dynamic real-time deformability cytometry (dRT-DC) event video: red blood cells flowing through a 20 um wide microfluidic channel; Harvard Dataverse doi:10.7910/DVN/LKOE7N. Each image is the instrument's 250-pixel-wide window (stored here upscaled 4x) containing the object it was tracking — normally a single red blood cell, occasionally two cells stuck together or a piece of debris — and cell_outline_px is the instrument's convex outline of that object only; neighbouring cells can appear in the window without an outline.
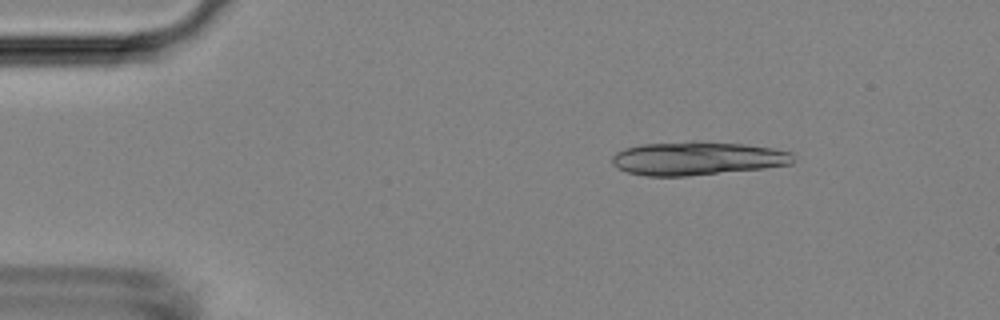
{"species": "Egyptian fruit bat (a non-hibernating species)", "species_latin": "Rousettus aegyptiacus", "temperature_condition": "room temperature", "stored_images_in_passage": 52, "segment_of_instrument_passage": [1, 2], "camera_frame_rate_fps": 3000, "um_per_image_px": 0.085, "animal": {"sex": "female"}, "frame": {"image": 1, "passage_image": 7, "time_ms": 2.0, "image_size_px": [1000, 320], "cell_outline_px": [[796, 160], [792, 164], [764, 168], [688, 176], [644, 176], [628, 172], [616, 168], [612, 164], [612, 156], [616, 152], [624, 148], [640, 144], [692, 140], [696, 140], [744, 144], [772, 148], [792, 152]], "centroid_in_image_um": [59.25, 13.45], "position_along_channel_um": 25.7, "area_um2": 35.95}}